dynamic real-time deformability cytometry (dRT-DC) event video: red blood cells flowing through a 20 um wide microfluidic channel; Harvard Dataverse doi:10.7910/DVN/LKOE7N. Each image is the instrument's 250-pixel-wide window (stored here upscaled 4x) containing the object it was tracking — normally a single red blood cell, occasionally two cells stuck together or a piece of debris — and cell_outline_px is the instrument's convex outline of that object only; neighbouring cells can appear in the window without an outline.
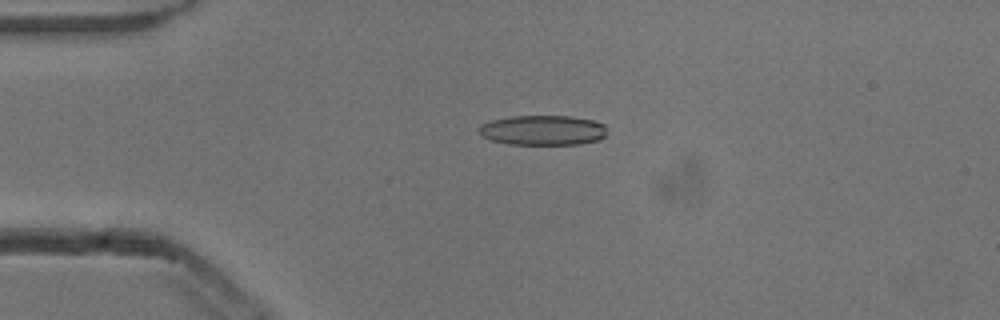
{"species": "common noctule bat (a hibernating species)", "species_latin": "Nyctalus noctula", "temperature_condition": "cold", "stored_images_in_passage": 39, "camera_frame_rate_fps": 3000, "um_per_image_px": 0.085, "animal": {"sex": "male", "body_mass_g": 13.3}, "frame": {"image": 1, "passage_image": 1, "time_ms": 0.0, "image_size_px": [1000, 320], "cell_outline_px": [[604, 136], [600, 140], [580, 144], [508, 144], [492, 140], [484, 136], [476, 128], [480, 124], [492, 120], [512, 116], [572, 116], [592, 120], [604, 124]], "centroid_in_image_um": [46.12, 11.06], "position_along_channel_um": 38.9, "area_um2": 22.25}}
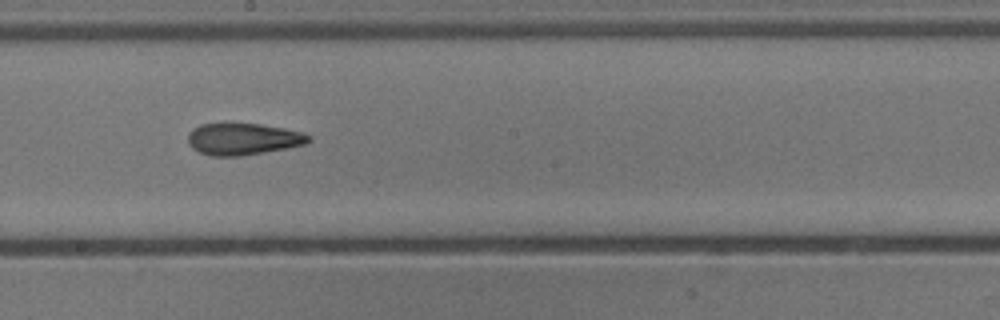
{"frame": {"image": 2, "passage_image": 18, "time_ms": 5.667, "image_size_px": [1000, 320], "cell_outline_px": [[312, 140], [304, 144], [288, 148], [240, 156], [212, 156], [200, 152], [192, 148], [188, 144], [188, 136], [192, 128], [200, 124], [260, 124], [284, 128], [300, 132], [312, 136]], "centroid_in_image_um": [20.66, 11.82], "position_along_channel_um": 227.5, "area_um2": 22.25}}
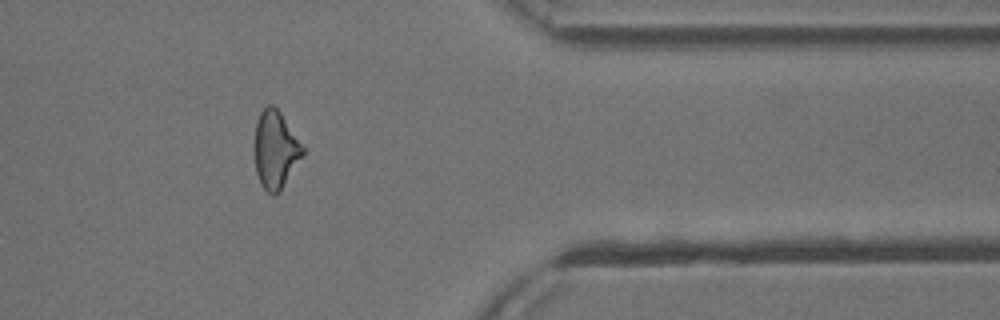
{"frame": {"image": 3, "passage_image": 32, "time_ms": 10.333, "image_size_px": [1000, 320], "cell_outline_px": [[304, 156], [280, 192], [276, 196], [272, 196], [260, 184], [256, 172], [252, 148], [256, 120], [260, 112], [268, 104], [272, 104], [280, 112], [304, 148]], "centroid_in_image_um": [23.38, 12.76], "position_along_channel_um": 388.0, "area_um2": 22.43}, "authors_computed_cell_mechanics": {"area_um2": 22.4264, "velocity_mm_per_s": 3.8503, "shape_relaxation_time_tau1_ms": 9.1745, "shape_relaxation_time_tau2_ms": 3.3834, "deformation_change_tau1": 0.1857, "deformation_change_tau2": 0.1257}}